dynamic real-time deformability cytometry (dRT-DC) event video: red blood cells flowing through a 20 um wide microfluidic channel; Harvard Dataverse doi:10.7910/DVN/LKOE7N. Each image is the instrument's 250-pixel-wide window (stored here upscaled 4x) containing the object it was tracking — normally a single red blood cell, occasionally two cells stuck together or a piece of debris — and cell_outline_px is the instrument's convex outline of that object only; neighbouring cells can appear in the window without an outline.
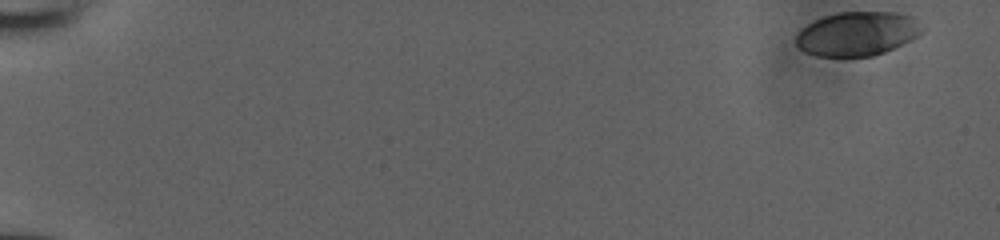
{"species": "human", "species_latin": "Homo sapiens", "temperature_condition": "room temperature", "stored_images_in_passage": 51, "camera_frame_rate_fps": 3000, "um_per_image_px": 0.085, "donor": {"sex": "male"}, "frame": {"image": 1, "passage_image": 1, "time_ms": 0.0, "image_size_px": [1000, 240], "cell_outline_px": [[924, 28], [916, 36], [884, 52], [872, 56], [816, 56], [804, 52], [796, 44], [796, 36], [800, 28], [824, 16], [840, 12], [896, 12], [912, 16]], "centroid_in_image_um": [72.83, 2.86], "position_along_channel_um": 12.2, "area_um2": 32.08}}
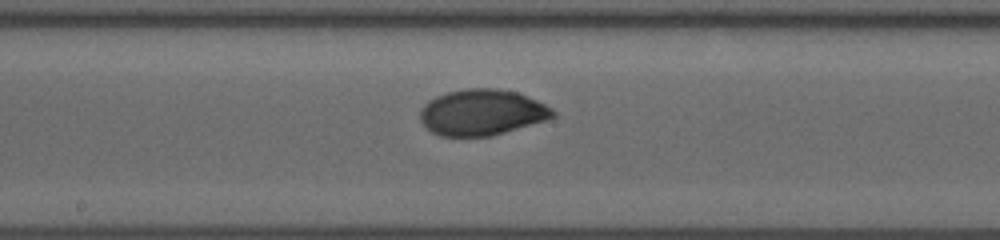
{"frame": {"image": 2, "passage_image": 29, "time_ms": 9.333, "image_size_px": [1000, 240], "cell_outline_px": [[556, 116], [548, 120], [492, 136], [440, 136], [432, 132], [420, 120], [420, 108], [428, 100], [436, 96], [448, 92], [468, 88], [496, 88], [516, 92], [536, 100], [552, 108], [556, 112]], "centroid_in_image_um": [40.97, 9.56], "position_along_channel_um": 207.2, "area_um2": 35.66}}
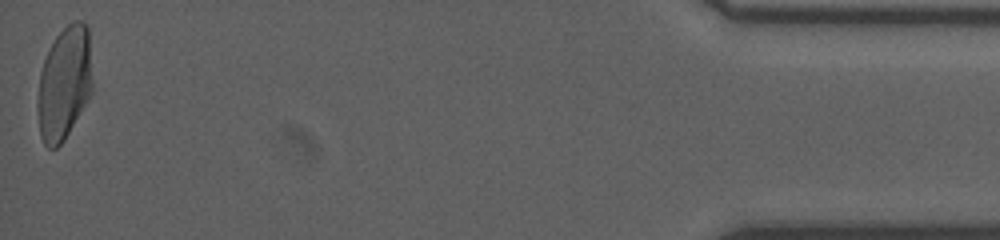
{"frame": {"image": 3, "passage_image": 51, "time_ms": 16.667, "image_size_px": [1000, 240], "cell_outline_px": [[92, 92], [88, 100], [64, 140], [56, 148], [48, 148], [44, 144], [40, 136], [36, 104], [40, 72], [44, 60], [56, 36], [68, 24], [76, 20], [84, 20], [88, 24], [92, 84]], "centroid_in_image_um": [5.46, 7.08], "position_along_channel_um": 429.7, "area_um2": 36.36}}